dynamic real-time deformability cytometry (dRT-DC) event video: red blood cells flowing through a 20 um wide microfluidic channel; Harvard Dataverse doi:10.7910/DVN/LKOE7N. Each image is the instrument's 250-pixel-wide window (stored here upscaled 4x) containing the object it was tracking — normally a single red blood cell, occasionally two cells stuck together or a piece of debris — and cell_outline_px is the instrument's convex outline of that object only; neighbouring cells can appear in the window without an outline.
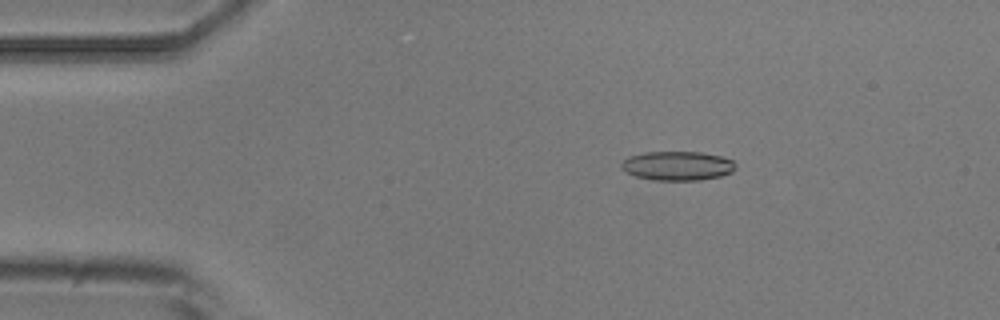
{"species": "common noctule bat (a hibernating species)", "species_latin": "Nyctalus noctula", "temperature_condition": "room temperature", "stored_images_in_passage": 4, "camera_frame_rate_fps": 3000, "um_per_image_px": 0.085, "animal": {"sex": "male", "body_mass_g": 20.5, "forearm_length_mm": 52.5}, "frame": {"image": 1, "passage_image": 3, "time_ms": 2.667, "image_size_px": [1000, 320], "cell_outline_px": [[736, 168], [732, 172], [720, 176], [700, 180], [656, 180], [636, 176], [620, 168], [620, 164], [628, 156], [644, 152], [700, 152], [720, 156], [732, 160], [736, 164]], "centroid_in_image_um": [57.59, 14.09], "position_along_channel_um": 27.4, "area_um2": 19.36}}